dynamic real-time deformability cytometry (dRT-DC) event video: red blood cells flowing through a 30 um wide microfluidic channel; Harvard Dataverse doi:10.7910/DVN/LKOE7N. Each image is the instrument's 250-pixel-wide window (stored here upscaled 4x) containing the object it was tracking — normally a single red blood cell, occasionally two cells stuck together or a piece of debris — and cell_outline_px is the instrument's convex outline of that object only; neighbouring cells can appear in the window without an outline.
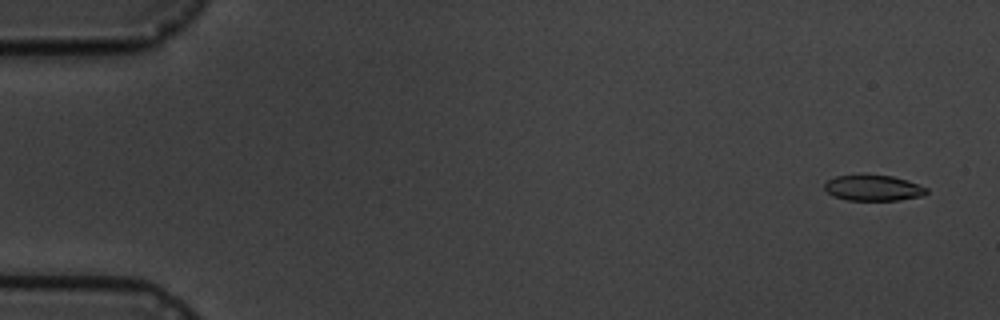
{"species": "common noctule bat (a hibernating species)", "species_latin": "Nyctalus noctula", "temperature_condition": "cold", "stored_images_in_passage": 5, "camera_frame_rate_fps": 3000, "um_per_image_px": 0.085, "animal": {"sex": "male", "body_mass_g": 19.5, "forearm_length_mm": 54.6}, "frame": {"image": 1, "passage_image": 1, "time_ms": 0.0, "image_size_px": [1000, 320], "cell_outline_px": [[928, 192], [924, 196], [900, 200], [848, 200], [832, 196], [824, 188], [824, 184], [828, 180], [836, 176], [892, 176], [908, 180], [928, 188]], "centroid_in_image_um": [74.27, 16.0], "position_along_channel_um": 10.7, "area_um2": 15.14}}
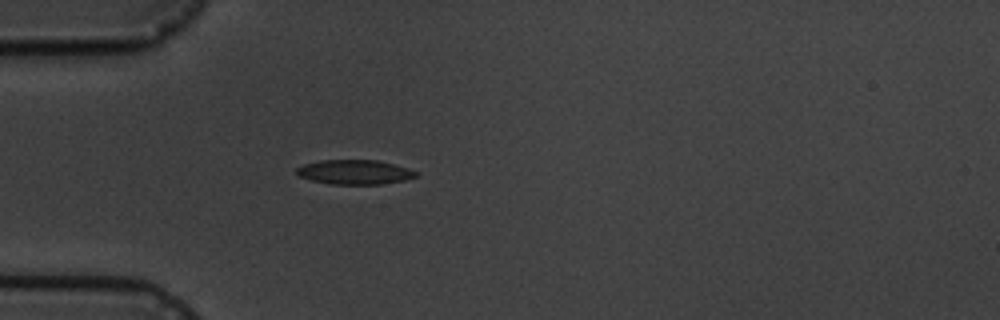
{"frame": {"image": 2, "passage_image": 5, "time_ms": 4.667, "image_size_px": [1000, 320], "cell_outline_px": [[416, 176], [404, 180], [380, 184], [328, 184], [312, 180], [300, 176], [296, 172], [296, 168], [304, 164], [320, 160], [376, 160], [408, 168], [416, 172]], "centroid_in_image_um": [30.11, 14.62], "position_along_channel_um": 54.9, "area_um2": 16.82}}